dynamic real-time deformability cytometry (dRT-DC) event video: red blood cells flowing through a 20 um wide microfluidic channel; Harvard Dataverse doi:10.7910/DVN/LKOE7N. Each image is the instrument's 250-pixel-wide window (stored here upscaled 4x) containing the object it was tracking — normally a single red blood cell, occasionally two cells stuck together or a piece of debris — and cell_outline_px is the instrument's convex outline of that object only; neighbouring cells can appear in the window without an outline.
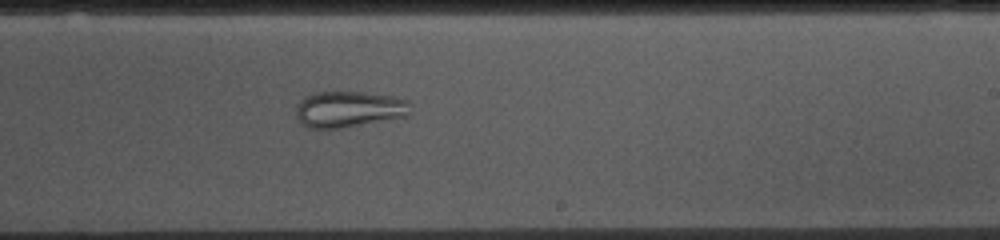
{"species": "common noctule bat (a hibernating species)", "species_latin": "Nyctalus noctula", "temperature_condition": "cold", "stored_images_in_passage": 39, "camera_frame_rate_fps": 3000, "um_per_image_px": 0.085, "animal": {"sex": "female", "body_mass_g": 10.0, "forearm_length_mm": 53.1}, "frame": {"image": 1, "passage_image": 23, "time_ms": 7.333, "image_size_px": [1000, 240], "cell_outline_px": [[408, 116], [340, 128], [308, 128], [296, 116], [296, 104], [304, 96], [316, 92], [364, 92], [392, 96], [408, 100]], "centroid_in_image_um": [29.62, 9.27], "position_along_channel_um": 259.4, "area_um2": 23.93}, "authors_computed_cell_mechanics": {"area_um2": 28.2064, "velocity_mm_per_s": 3.6169, "shape_relaxation_time_tau1_ms": null, "shape_relaxation_time_tau2_ms": 1.5117, "deformation_change_tau1": null, "deformation_change_tau2": 0.0559}}